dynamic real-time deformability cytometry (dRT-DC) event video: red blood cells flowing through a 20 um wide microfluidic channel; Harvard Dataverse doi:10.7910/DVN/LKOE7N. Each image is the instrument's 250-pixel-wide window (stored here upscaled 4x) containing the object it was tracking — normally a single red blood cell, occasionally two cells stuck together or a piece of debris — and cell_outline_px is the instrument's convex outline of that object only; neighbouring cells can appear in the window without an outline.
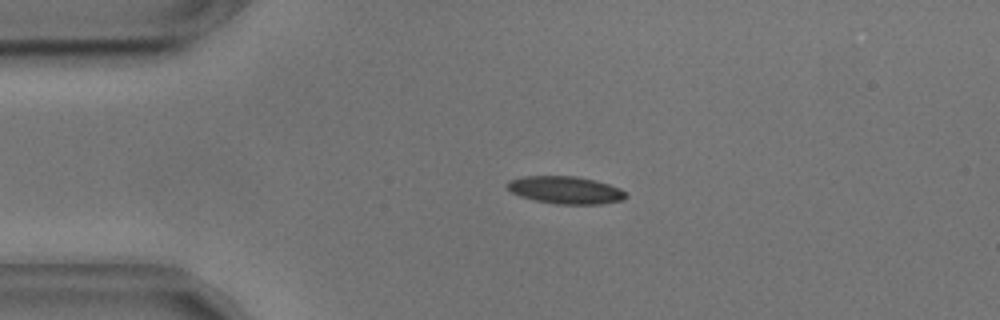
{"species": "common noctule bat (a hibernating species)", "species_latin": "Nyctalus noctula", "temperature_condition": "cold", "stored_images_in_passage": 46, "camera_frame_rate_fps": 3000, "um_per_image_px": 0.085, "animal": {"sex": "male", "body_mass_g": 17.9, "forearm_length_mm": 54.2}, "frame": {"image": 1, "passage_image": 11, "time_ms": 3.333, "image_size_px": [1000, 320], "cell_outline_px": [[628, 196], [620, 200], [600, 204], [556, 204], [536, 200], [520, 196], [512, 192], [504, 184], [508, 180], [524, 176], [576, 176], [608, 184], [620, 188]], "centroid_in_image_um": [48.02, 16.15], "position_along_channel_um": 37.0, "area_um2": 18.84}}
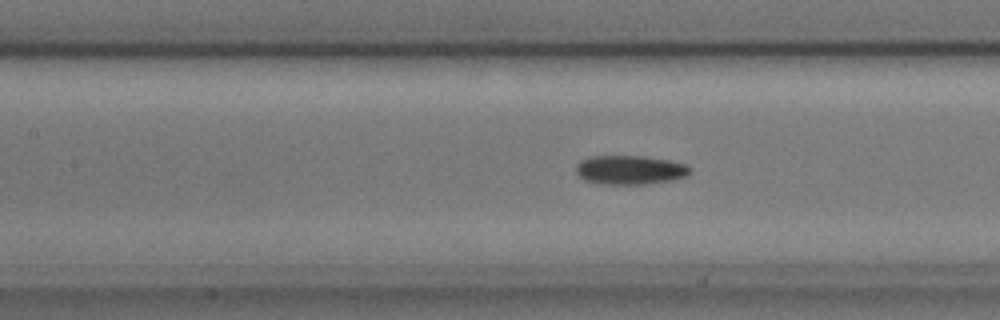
{"frame": {"image": 2, "passage_image": 23, "time_ms": 7.333, "image_size_px": [1000, 320], "cell_outline_px": [[692, 168], [688, 176], [672, 180], [644, 184], [600, 184], [584, 180], [576, 172], [576, 164], [580, 160], [592, 156], [644, 156], [668, 160], [684, 164]], "centroid_in_image_um": [53.54, 14.44], "position_along_channel_um": 153.9, "area_um2": 19.36}}
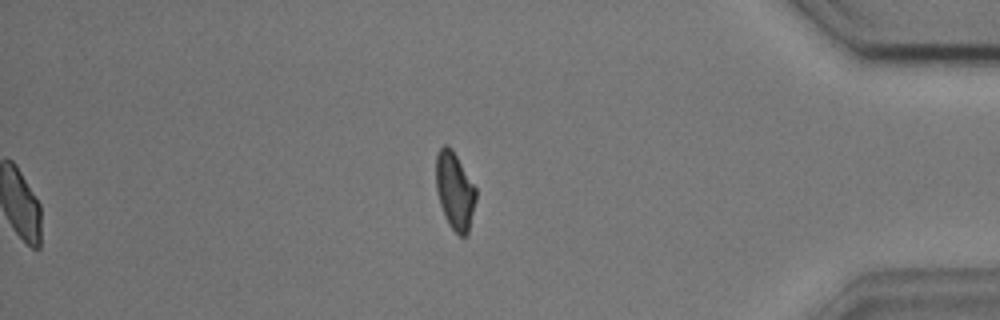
{"frame": {"image": 3, "passage_image": 46, "time_ms": 15.0, "image_size_px": [1000, 320], "cell_outline_px": [[476, 200], [468, 232], [464, 236], [460, 236], [448, 224], [444, 216], [440, 204], [436, 188], [436, 156], [440, 148], [444, 144], [448, 144], [452, 148], [476, 188]], "centroid_in_image_um": [38.65, 16.19], "position_along_channel_um": 396.6, "area_um2": 17.98}, "authors_computed_cell_mechanics": {"area_um2": 18.6983, "velocity_mm_per_s": 3.6148, "shape_relaxation_time_tau1_ms": 6.3081, "shape_relaxation_time_tau2_ms": 3.1389, "deformation_change_tau1": 0.1736, "deformation_change_tau2": 0.0879}}